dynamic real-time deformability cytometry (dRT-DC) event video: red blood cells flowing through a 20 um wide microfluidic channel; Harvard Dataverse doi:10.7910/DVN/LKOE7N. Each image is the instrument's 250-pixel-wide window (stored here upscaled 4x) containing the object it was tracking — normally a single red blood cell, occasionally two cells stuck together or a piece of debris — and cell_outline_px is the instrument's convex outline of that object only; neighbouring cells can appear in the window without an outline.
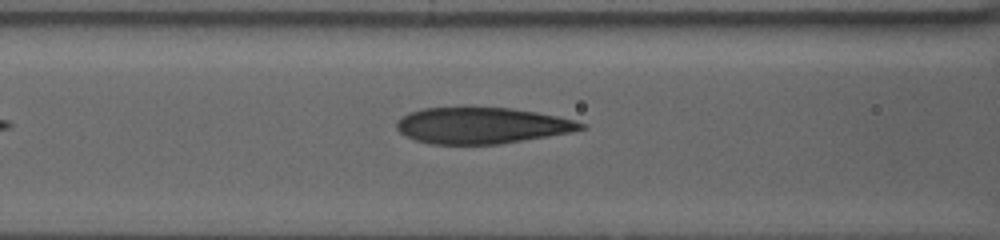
{"species": "human", "species_latin": "Homo sapiens", "temperature_condition": "warm", "stored_images_in_passage": 14, "camera_frame_rate_fps": 3000, "um_per_image_px": 0.085, "donor": {"sex": "female"}, "frame": {"image": 1, "passage_image": 3, "time_ms": 0.667, "image_size_px": [1000, 240], "cell_outline_px": [[588, 128], [572, 132], [500, 144], [428, 144], [404, 136], [396, 128], [396, 124], [408, 112], [424, 108], [468, 104], [512, 108], [536, 112], [576, 120], [588, 124]], "centroid_in_image_um": [40.95, 10.63], "position_along_channel_um": 125.6, "area_um2": 40.11}}
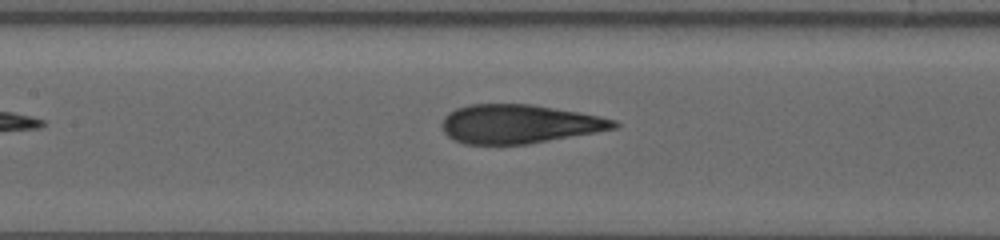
{"frame": {"image": 2, "passage_image": 7, "time_ms": 2.0, "image_size_px": [1000, 240], "cell_outline_px": [[620, 124], [616, 128], [596, 132], [528, 144], [464, 144], [448, 136], [444, 132], [440, 124], [444, 116], [448, 112], [456, 108], [468, 104], [532, 104], [580, 112], [600, 116], [616, 120]], "centroid_in_image_um": [44.11, 10.53], "position_along_channel_um": 163.3, "area_um2": 39.07}}
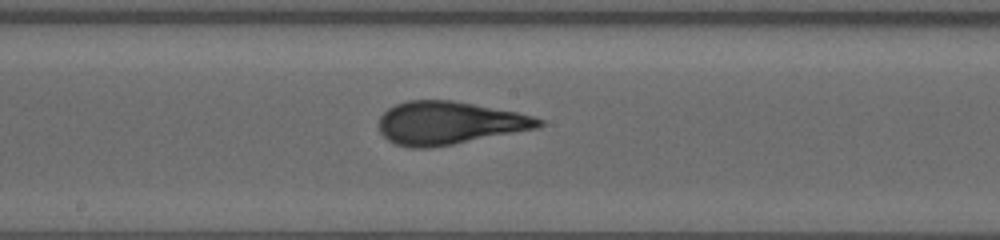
{"frame": {"image": 3, "passage_image": 12, "time_ms": 3.667, "image_size_px": [1000, 240], "cell_outline_px": [[544, 124], [536, 128], [452, 144], [428, 148], [408, 148], [396, 144], [388, 140], [380, 132], [380, 116], [388, 108], [396, 104], [408, 100], [452, 100], [516, 112], [532, 116], [544, 120]], "centroid_in_image_um": [38.14, 10.45], "position_along_channel_um": 210.1, "area_um2": 39.59}}